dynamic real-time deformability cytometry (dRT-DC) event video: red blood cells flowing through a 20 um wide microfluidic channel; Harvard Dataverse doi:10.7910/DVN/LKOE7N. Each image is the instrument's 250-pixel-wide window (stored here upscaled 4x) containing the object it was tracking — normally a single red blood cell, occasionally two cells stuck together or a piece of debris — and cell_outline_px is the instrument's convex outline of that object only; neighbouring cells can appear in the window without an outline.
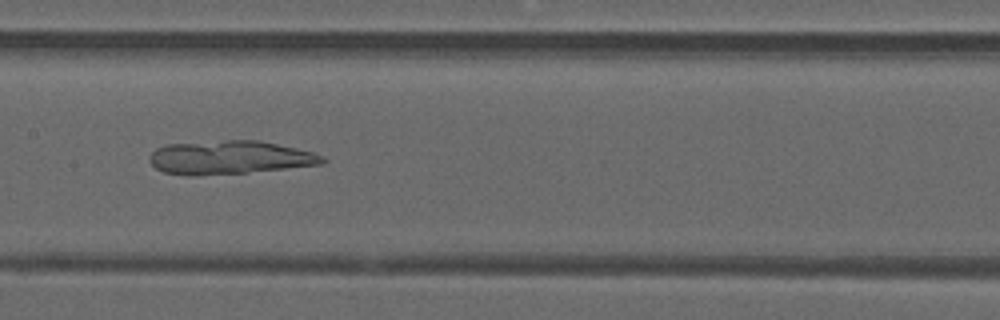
{"species": "common noctule bat (a hibernating species)", "species_latin": "Nyctalus noctula", "temperature_condition": "warm", "stored_images_in_passage": 35, "camera_frame_rate_fps": 3000, "um_per_image_px": 0.085, "animal": {"sex": "male", "forearm_length_mm": 52.5}, "frame": {"image": 1, "passage_image": 10, "time_ms": 3.0, "image_size_px": [1000, 320], "cell_outline_px": [[328, 160], [324, 164], [248, 172], [192, 176], [188, 176], [164, 172], [156, 168], [148, 160], [148, 156], [156, 148], [164, 144], [228, 140], [260, 140], [312, 152], [324, 156]], "centroid_in_image_um": [19.5, 13.38], "position_along_channel_um": 187.9, "area_um2": 33.87}}
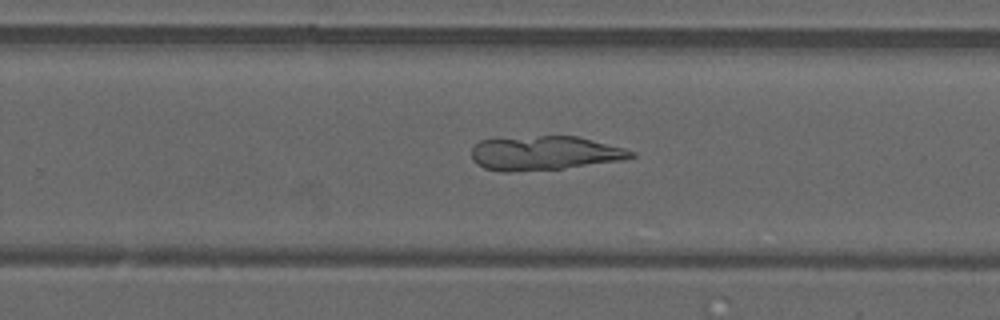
{"frame": {"image": 2, "passage_image": 17, "time_ms": 5.333, "image_size_px": [1000, 320], "cell_outline_px": [[636, 156], [624, 160], [564, 168], [508, 172], [504, 172], [484, 168], [476, 164], [472, 160], [472, 148], [480, 140], [496, 136], [576, 136], [624, 148], [636, 152]], "centroid_in_image_um": [46.23, 13.0], "position_along_channel_um": 283.6, "area_um2": 32.25}}
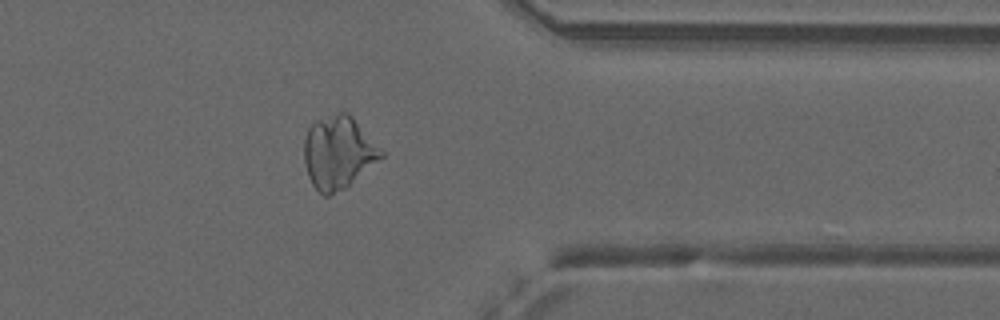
{"frame": {"image": 3, "passage_image": 25, "time_ms": 8.0, "image_size_px": [1000, 320], "cell_outline_px": [[384, 156], [344, 188], [328, 196], [324, 196], [312, 184], [308, 176], [304, 164], [304, 140], [308, 128], [316, 120], [340, 112], [348, 112], [352, 116], [384, 152]], "centroid_in_image_um": [28.73, 12.95], "position_along_channel_um": 382.7, "area_um2": 32.25}}